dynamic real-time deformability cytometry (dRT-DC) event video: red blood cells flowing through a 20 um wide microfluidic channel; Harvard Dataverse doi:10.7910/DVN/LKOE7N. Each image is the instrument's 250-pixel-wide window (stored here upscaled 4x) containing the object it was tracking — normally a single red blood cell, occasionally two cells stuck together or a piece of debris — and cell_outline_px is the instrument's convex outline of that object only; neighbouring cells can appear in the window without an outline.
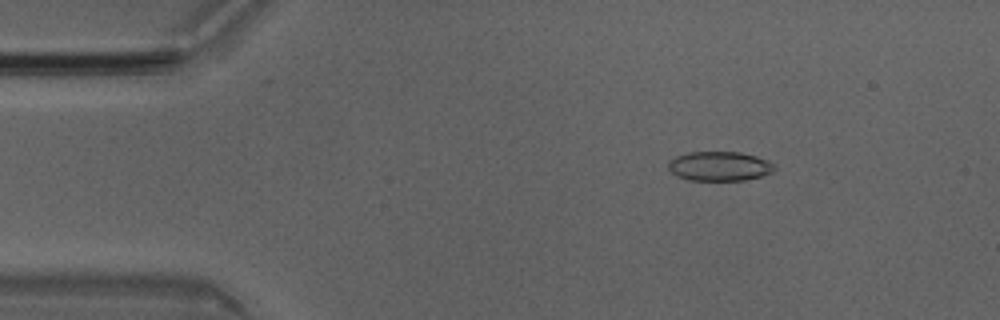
{"species": "Egyptian fruit bat (a non-hibernating species)", "species_latin": "Rousettus aegyptiacus", "temperature_condition": "room temperature", "stored_images_in_passage": 51, "camera_frame_rate_fps": 3000, "um_per_image_px": 0.085, "animal": {"sex": "male"}, "frame": {"image": 1, "passage_image": 8, "time_ms": 2.333, "image_size_px": [1000, 320], "cell_outline_px": [[776, 168], [772, 172], [760, 176], [744, 180], [688, 180], [676, 176], [668, 168], [668, 160], [676, 156], [688, 152], [740, 152], [756, 156], [768, 160]], "centroid_in_image_um": [61.12, 14.12], "position_along_channel_um": 23.9, "area_um2": 18.21}}
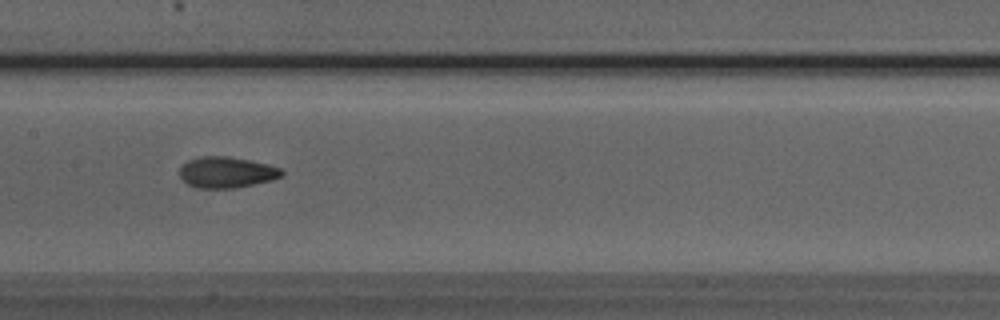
{"frame": {"image": 2, "passage_image": 25, "time_ms": 8.0, "image_size_px": [1000, 320], "cell_outline_px": [[284, 176], [272, 180], [236, 188], [200, 188], [188, 184], [180, 176], [180, 168], [188, 160], [200, 156], [228, 156], [268, 164], [280, 168], [284, 172]], "centroid_in_image_um": [19.29, 14.64], "position_along_channel_um": 188.1, "area_um2": 18.44}}
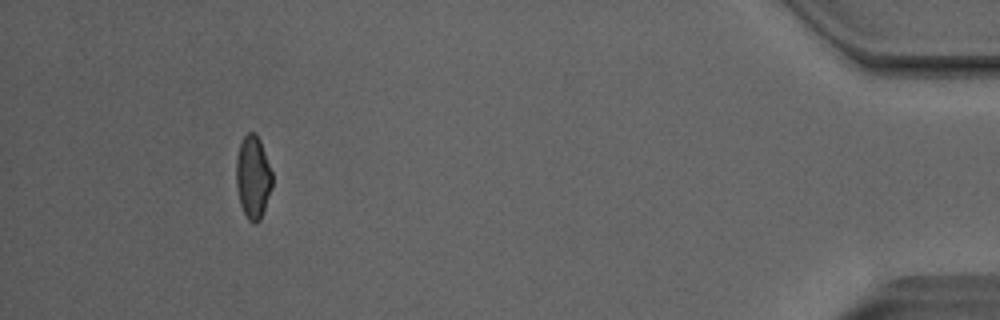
{"frame": {"image": 3, "passage_image": 47, "time_ms": 15.333, "image_size_px": [1000, 320], "cell_outline_px": [[272, 188], [260, 220], [256, 224], [252, 224], [248, 220], [240, 204], [236, 188], [236, 156], [240, 144], [244, 136], [248, 132], [252, 132], [260, 140], [272, 172]], "centroid_in_image_um": [21.49, 15.09], "position_along_channel_um": 413.7, "area_um2": 17.46}, "authors_computed_cell_mechanics": {"area_um2": 18.207, "velocity_mm_per_s": 4.0553, "shape_relaxation_time_tau1_ms": 6.5317, "shape_relaxation_time_tau2_ms": 1.5557, "deformation_change_tau1": 0.1531, "deformation_change_tau2": 0.0727}}